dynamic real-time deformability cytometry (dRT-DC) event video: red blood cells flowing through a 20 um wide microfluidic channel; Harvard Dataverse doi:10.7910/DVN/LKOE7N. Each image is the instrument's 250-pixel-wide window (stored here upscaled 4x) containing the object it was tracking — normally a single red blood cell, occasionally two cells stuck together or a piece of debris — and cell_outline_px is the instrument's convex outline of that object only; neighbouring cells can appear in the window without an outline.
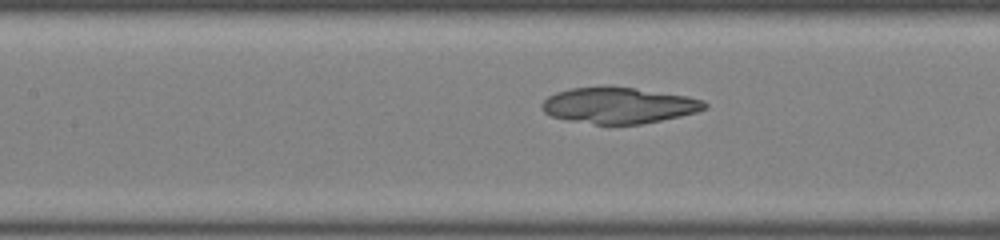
{"species": "common noctule bat (a hibernating species)", "species_latin": "Nyctalus noctula", "temperature_condition": "room temperature", "stored_images_in_passage": 33, "camera_frame_rate_fps": 3000, "um_per_image_px": 0.085, "animal": {"sex": "female", "body_mass_g": 22.0, "forearm_length_mm": 56.7}, "frame": {"image": 1, "passage_image": 7, "time_ms": 2.0, "image_size_px": [1000, 240], "cell_outline_px": [[708, 108], [696, 112], [680, 116], [640, 124], [596, 124], [568, 120], [552, 116], [544, 112], [540, 104], [548, 96], [556, 92], [568, 88], [636, 88], [688, 96], [704, 100], [708, 104]], "centroid_in_image_um": [52.62, 8.97], "position_along_channel_um": 154.8, "area_um2": 33.76}}
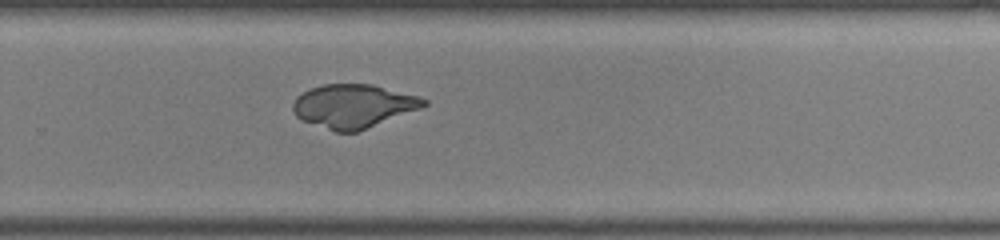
{"frame": {"image": 2, "passage_image": 18, "time_ms": 5.667, "image_size_px": [1000, 240], "cell_outline_px": [[428, 104], [420, 108], [356, 132], [336, 132], [300, 120], [296, 116], [292, 108], [292, 104], [296, 96], [312, 88], [324, 84], [372, 84], [420, 96], [428, 100]], "centroid_in_image_um": [30.02, 9.01], "position_along_channel_um": 299.8, "area_um2": 33.12}}
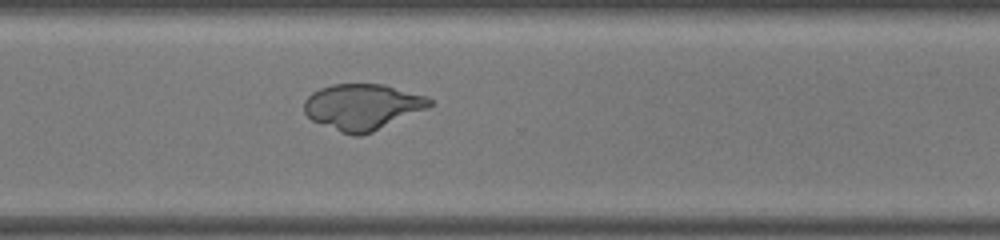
{"frame": {"image": 3, "passage_image": 21, "time_ms": 6.667, "image_size_px": [1000, 240], "cell_outline_px": [[432, 104], [428, 108], [372, 132], [360, 136], [352, 136], [340, 132], [312, 120], [304, 112], [304, 100], [312, 92], [320, 88], [332, 84], [384, 84], [428, 96], [432, 100]], "centroid_in_image_um": [30.81, 9.08], "position_along_channel_um": 339.8, "area_um2": 33.7}}